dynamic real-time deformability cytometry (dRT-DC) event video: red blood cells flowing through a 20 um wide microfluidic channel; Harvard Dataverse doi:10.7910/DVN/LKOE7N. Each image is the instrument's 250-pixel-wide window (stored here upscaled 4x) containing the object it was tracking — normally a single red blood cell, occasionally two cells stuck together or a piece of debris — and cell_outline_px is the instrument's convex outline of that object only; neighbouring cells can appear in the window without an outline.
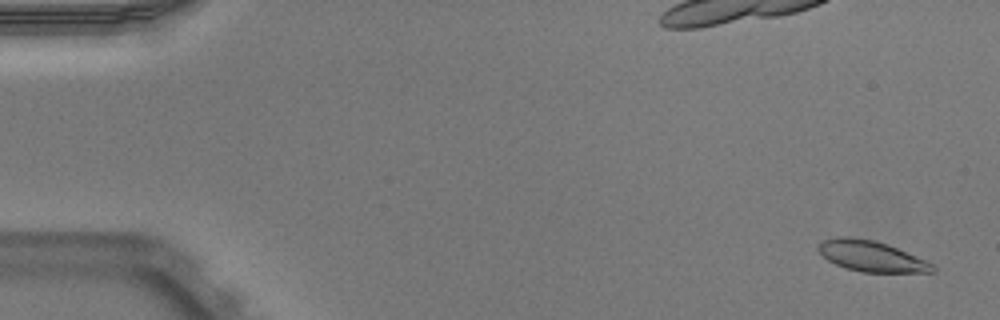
{"species": "Egyptian fruit bat (a non-hibernating species)", "species_latin": "Rousettus aegyptiacus", "temperature_condition": "warm", "stored_images_in_passage": 53, "camera_frame_rate_fps": 3000, "um_per_image_px": 0.085, "animal": {"sex": "male"}, "frame": {"image": 1, "passage_image": 3, "time_ms": 0.667, "image_size_px": [1000, 320], "cell_outline_px": [[936, 272], [860, 272], [844, 268], [828, 260], [816, 248], [824, 240], [836, 236], [852, 236], [876, 240], [888, 244], [924, 260], [932, 264], [936, 268]], "centroid_in_image_um": [74.03, 21.76], "position_along_channel_um": 11.0, "area_um2": 20.46}}
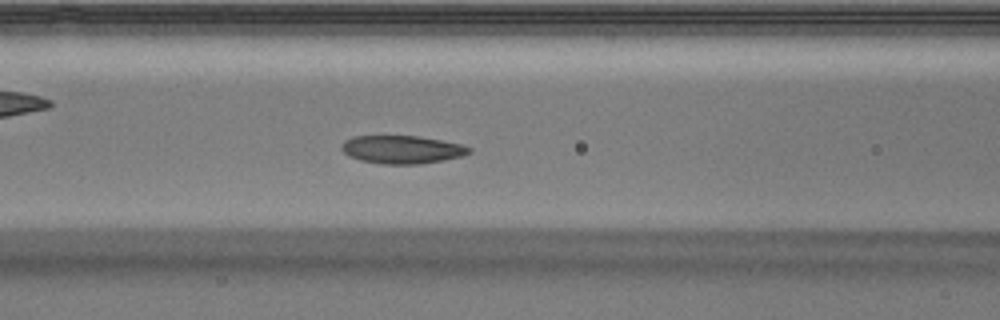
{"frame": {"image": 2, "passage_image": 23, "time_ms": 7.333, "image_size_px": [1000, 320], "cell_outline_px": [[472, 152], [464, 156], [444, 160], [420, 164], [380, 164], [360, 160], [348, 156], [340, 148], [340, 144], [344, 140], [352, 136], [420, 136], [460, 144], [472, 148]], "centroid_in_image_um": [34.15, 12.71], "position_along_channel_um": 132.4, "area_um2": 21.1}}
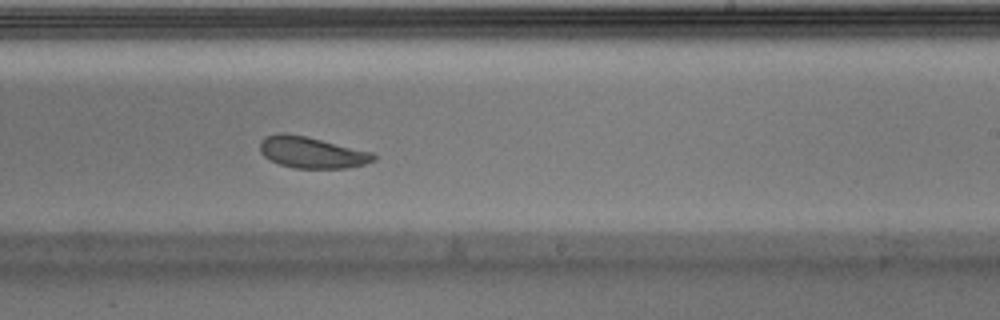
{"frame": {"image": 3, "passage_image": 33, "time_ms": 10.667, "image_size_px": [1000, 320], "cell_outline_px": [[376, 160], [364, 164], [348, 168], [292, 168], [280, 164], [264, 156], [260, 152], [260, 140], [264, 136], [280, 132], [284, 132], [304, 136], [372, 152], [376, 156]], "centroid_in_image_um": [26.47, 12.95], "position_along_channel_um": 262.5, "area_um2": 20.69}, "authors_computed_cell_mechanics": {"area_um2": 21.3282, "velocity_mm_per_s": 3.9055, "shape_relaxation_time_tau1_ms": 2.2975, "shape_relaxation_time_tau2_ms": 5.7378, "deformation_change_tau1": 0.0865, "deformation_change_tau2": 0.1262}}